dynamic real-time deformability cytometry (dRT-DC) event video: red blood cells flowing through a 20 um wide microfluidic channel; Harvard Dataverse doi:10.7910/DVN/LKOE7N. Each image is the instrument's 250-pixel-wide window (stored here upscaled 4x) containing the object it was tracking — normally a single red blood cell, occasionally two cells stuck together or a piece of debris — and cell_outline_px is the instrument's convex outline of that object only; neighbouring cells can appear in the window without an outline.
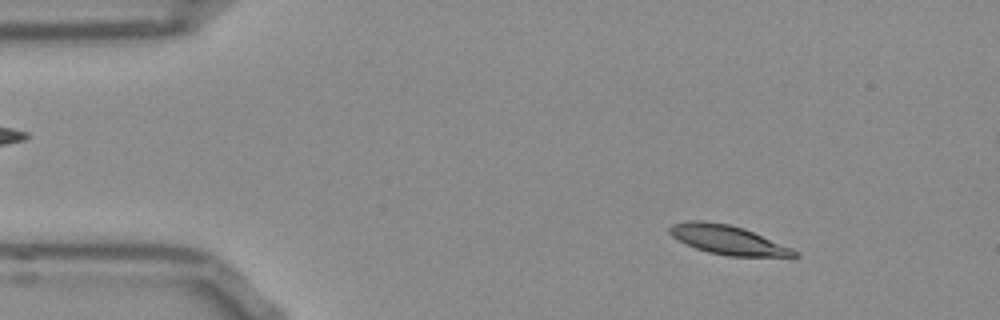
{"species": "Egyptian fruit bat (a non-hibernating species)", "species_latin": "Rousettus aegyptiacus", "temperature_condition": "room temperature", "stored_images_in_passage": 52, "camera_frame_rate_fps": 3000, "um_per_image_px": 0.085, "frame": {"image": 1, "passage_image": 6, "time_ms": 1.667, "image_size_px": [1000, 320], "cell_outline_px": [[800, 256], [728, 256], [708, 252], [696, 248], [672, 236], [668, 232], [668, 228], [672, 224], [688, 220], [704, 220], [728, 224], [744, 228], [792, 248], [800, 252]], "centroid_in_image_um": [61.86, 20.37], "position_along_channel_um": 23.1, "area_um2": 21.04}}
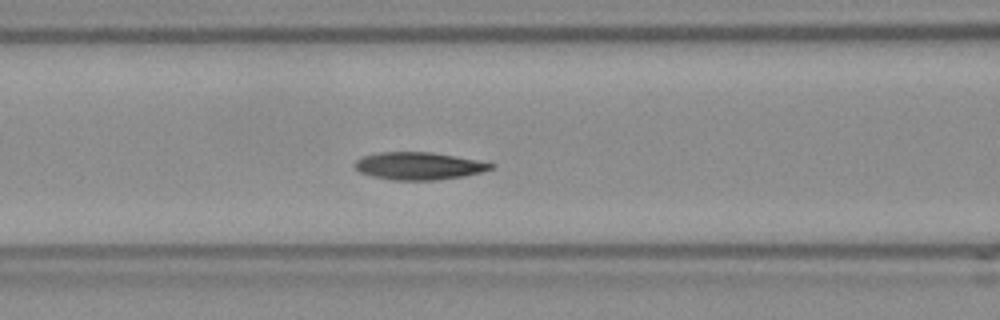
{"frame": {"image": 2, "passage_image": 20, "time_ms": 6.333, "image_size_px": [1000, 320], "cell_outline_px": [[496, 164], [492, 168], [480, 172], [464, 176], [436, 180], [392, 180], [372, 176], [360, 172], [352, 164], [356, 160], [364, 156], [380, 152], [432, 152], [456, 156]], "centroid_in_image_um": [35.58, 14.1], "position_along_channel_um": 131.0, "area_um2": 21.73}}
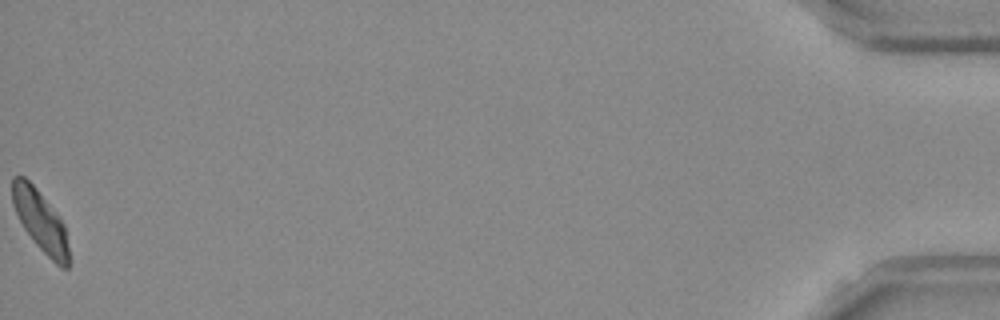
{"frame": {"image": 3, "passage_image": 52, "time_ms": 17.0, "image_size_px": [1000, 320], "cell_outline_px": [[68, 268], [60, 268], [36, 244], [24, 228], [12, 204], [12, 176], [24, 176], [36, 188], [64, 224], [68, 248]], "centroid_in_image_um": [3.41, 18.77], "position_along_channel_um": 431.8, "area_um2": 19.54}, "authors_computed_cell_mechanics": {"area_um2": 21.7328, "velocity_mm_per_s": 3.8036, "shape_relaxation_time_tau1_ms": 3.3011, "shape_relaxation_time_tau2_ms": 8.3465, "deformation_change_tau1": 0.1479, "deformation_change_tau2": 0.1323}}